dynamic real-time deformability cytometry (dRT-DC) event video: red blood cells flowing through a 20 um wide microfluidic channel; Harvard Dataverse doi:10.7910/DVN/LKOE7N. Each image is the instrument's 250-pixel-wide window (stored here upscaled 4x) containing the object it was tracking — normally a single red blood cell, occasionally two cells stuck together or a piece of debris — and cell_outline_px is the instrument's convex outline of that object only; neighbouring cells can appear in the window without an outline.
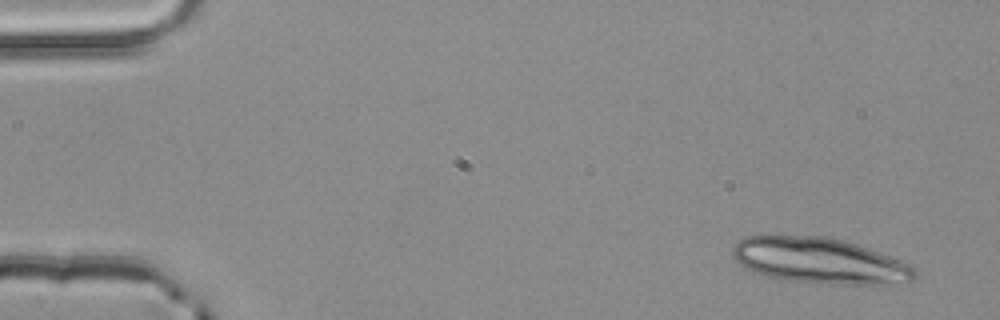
{"species": "common noctule bat (a hibernating species)", "species_latin": "Nyctalus noctula", "temperature_condition": "room temperature", "stored_images_in_passage": 3, "camera_frame_rate_fps": 3000, "um_per_image_px": 0.085, "animal": {"sex": "male", "body_mass_g": 20.4}, "frame": {"image": 1, "passage_image": 1, "time_ms": 0.0, "image_size_px": [1000, 320], "cell_outline_px": [[916, 280], [888, 284], [828, 284], [784, 280], [768, 276], [756, 272], [740, 264], [732, 256], [732, 248], [744, 236], [824, 236], [856, 244], [868, 248], [900, 260], [908, 264], [916, 272]], "centroid_in_image_um": [69.66, 22.17], "position_along_channel_um": 15.3, "area_um2": 48.15}}